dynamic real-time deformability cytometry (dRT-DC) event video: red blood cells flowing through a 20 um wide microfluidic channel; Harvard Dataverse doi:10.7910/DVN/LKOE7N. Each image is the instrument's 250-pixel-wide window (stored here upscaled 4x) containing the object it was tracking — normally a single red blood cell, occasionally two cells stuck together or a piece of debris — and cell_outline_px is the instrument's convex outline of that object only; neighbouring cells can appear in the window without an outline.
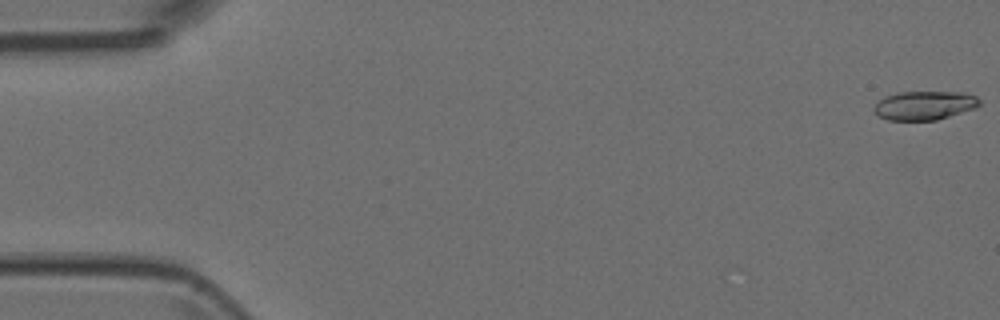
{"species": "Egyptian fruit bat (a non-hibernating species)", "species_latin": "Rousettus aegyptiacus", "temperature_condition": "room temperature", "stored_images_in_passage": 5, "camera_frame_rate_fps": 3000, "um_per_image_px": 0.085, "animal": {"sex": "female"}, "frame": {"image": 1, "passage_image": 1, "time_ms": 0.0, "image_size_px": [1000, 320], "cell_outline_px": [[980, 104], [976, 108], [936, 120], [888, 120], [880, 116], [872, 108], [884, 96], [896, 92], [964, 92], [976, 96], [980, 100]], "centroid_in_image_um": [78.6, 8.95], "position_along_channel_um": 6.4, "area_um2": 17.74}}
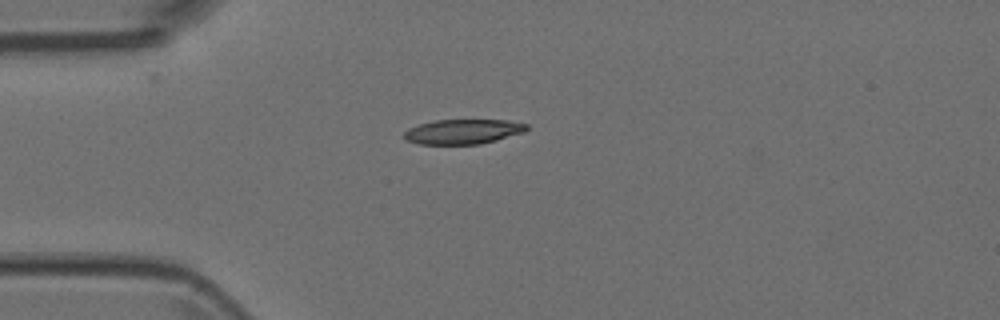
{"frame": {"image": 2, "passage_image": 5, "time_ms": 1.333, "image_size_px": [1000, 320], "cell_outline_px": [[528, 128], [524, 132], [496, 140], [480, 144], [420, 144], [408, 140], [404, 136], [404, 132], [408, 128], [420, 124], [436, 120], [508, 120], [528, 124]], "centroid_in_image_um": [39.38, 11.18], "position_along_channel_um": 45.6, "area_um2": 17.57}}